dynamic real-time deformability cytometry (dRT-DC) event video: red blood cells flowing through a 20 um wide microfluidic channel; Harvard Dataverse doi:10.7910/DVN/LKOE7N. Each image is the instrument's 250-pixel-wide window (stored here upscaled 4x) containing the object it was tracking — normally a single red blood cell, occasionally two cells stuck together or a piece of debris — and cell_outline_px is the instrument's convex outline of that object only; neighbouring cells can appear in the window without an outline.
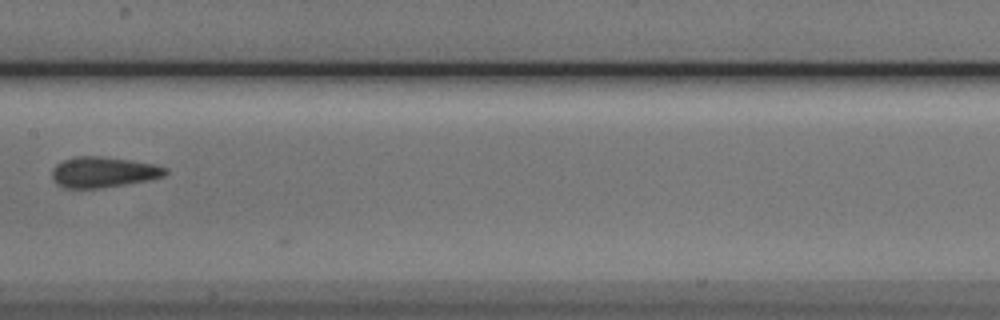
{"species": "Egyptian fruit bat (a non-hibernating species)", "species_latin": "Rousettus aegyptiacus", "temperature_condition": "cold", "stored_images_in_passage": 8, "camera_frame_rate_fps": 3000, "um_per_image_px": 0.085, "animal": {"sex": "male"}, "frame": {"image": 1, "passage_image": 8, "time_ms": 8.333, "image_size_px": [1000, 320], "cell_outline_px": [[168, 172], [164, 176], [148, 180], [100, 188], [64, 188], [56, 184], [52, 180], [52, 168], [56, 164], [64, 160], [76, 156], [100, 156], [156, 164], [168, 168]], "centroid_in_image_um": [8.76, 14.63], "position_along_channel_um": 198.6, "area_um2": 20.29}}